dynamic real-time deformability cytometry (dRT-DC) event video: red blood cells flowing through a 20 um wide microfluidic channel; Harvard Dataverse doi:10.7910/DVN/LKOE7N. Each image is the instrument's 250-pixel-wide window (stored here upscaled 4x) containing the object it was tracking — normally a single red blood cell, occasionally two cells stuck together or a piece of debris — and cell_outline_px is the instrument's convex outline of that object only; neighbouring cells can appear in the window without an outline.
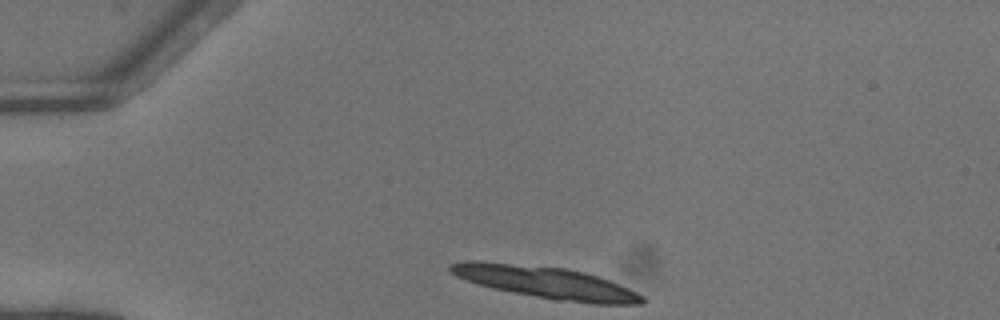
{"species": "common noctule bat (a hibernating species)", "species_latin": "Nyctalus noctula", "temperature_condition": "warm", "stored_images_in_passage": 10, "camera_frame_rate_fps": 3000, "um_per_image_px": 0.085, "animal": {"sex": "female"}, "frame": {"image": 1, "passage_image": 1, "time_ms": 0.0, "image_size_px": [1000, 320], "cell_outline_px": [[644, 304], [592, 304], [556, 300], [512, 292], [492, 288], [476, 284], [464, 280], [456, 276], [448, 268], [452, 264], [460, 260], [480, 260], [568, 268], [600, 276], [628, 288], [644, 296]], "centroid_in_image_um": [46.39, 23.99], "position_along_channel_um": 38.6, "area_um2": 36.13}}